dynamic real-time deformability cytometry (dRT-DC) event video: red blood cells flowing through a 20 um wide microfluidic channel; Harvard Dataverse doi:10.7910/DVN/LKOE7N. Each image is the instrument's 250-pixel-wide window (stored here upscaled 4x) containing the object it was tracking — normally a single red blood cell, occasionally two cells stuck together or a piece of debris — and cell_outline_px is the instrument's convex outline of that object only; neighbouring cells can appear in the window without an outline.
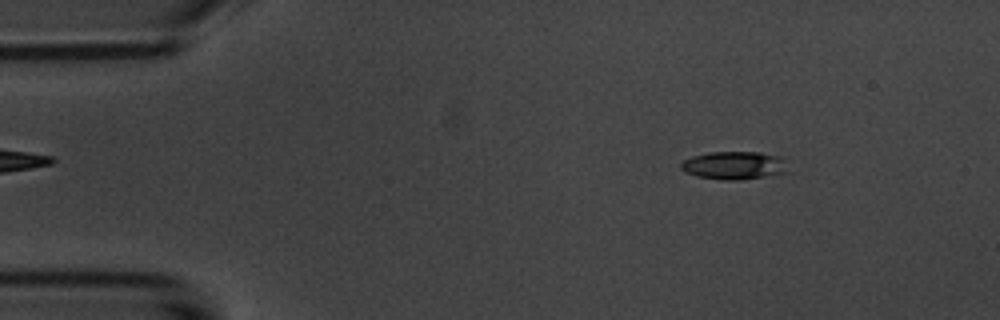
{"species": "common noctule bat (a hibernating species)", "species_latin": "Nyctalus noctula", "temperature_condition": "room temperature", "stored_images_in_passage": 13, "camera_frame_rate_fps": 3000, "um_per_image_px": 0.085, "animal": {"sex": "male", "body_mass_g": 20.1, "forearm_length_mm": 53.5}, "frame": {"image": 1, "passage_image": 3, "time_ms": 2.333, "image_size_px": [1000, 320], "cell_outline_px": [[788, 172], [740, 180], [724, 180], [696, 176], [684, 172], [680, 168], [680, 164], [684, 160], [692, 156], [708, 152], [760, 152], [784, 156], [788, 160]], "centroid_in_image_um": [62.45, 14.05], "position_along_channel_um": 22.5, "area_um2": 17.86}}
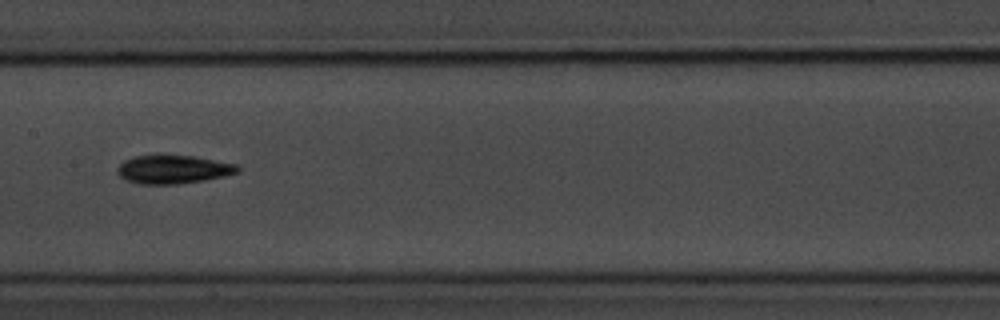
{"frame": {"image": 2, "passage_image": 8, "time_ms": 9.0, "image_size_px": [1000, 320], "cell_outline_px": [[240, 172], [224, 176], [204, 180], [176, 184], [140, 184], [128, 180], [120, 176], [116, 172], [116, 168], [124, 160], [132, 156], [160, 152], [192, 156], [236, 164], [240, 168]], "centroid_in_image_um": [14.67, 14.35], "position_along_channel_um": 192.7, "area_um2": 20.58}, "authors_computed_cell_mechanics": {"area_um2": 18.5538, "velocity_mm_per_s": 3.6106, "shape_relaxation_time_tau1_ms": 2.4137, "shape_relaxation_time_tau2_ms": 3.9622, "deformation_change_tau1": 0.1007, "deformation_change_tau2": 0.104}}